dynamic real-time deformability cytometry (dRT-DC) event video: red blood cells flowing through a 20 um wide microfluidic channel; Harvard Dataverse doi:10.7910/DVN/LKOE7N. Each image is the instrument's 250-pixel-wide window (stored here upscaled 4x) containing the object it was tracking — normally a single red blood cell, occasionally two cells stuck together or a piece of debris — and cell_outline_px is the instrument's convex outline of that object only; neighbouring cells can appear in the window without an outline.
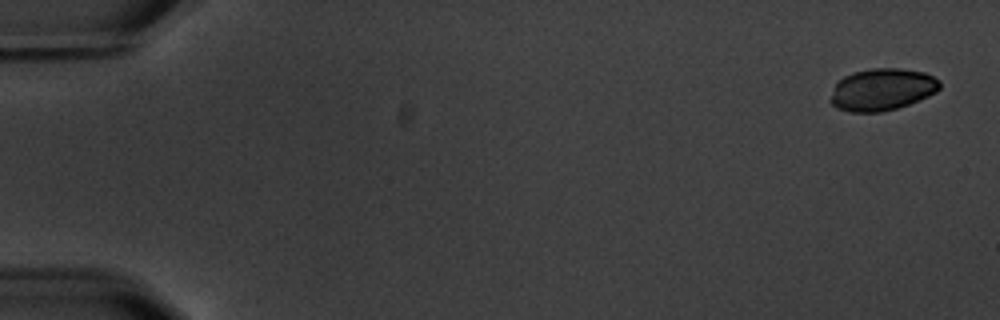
{"species": "common noctule bat (a hibernating species)", "species_latin": "Nyctalus noctula", "temperature_condition": "warm", "stored_images_in_passage": 6, "camera_frame_rate_fps": 3000, "um_per_image_px": 0.085, "animal": {"sex": "male", "body_mass_g": 20.1, "forearm_length_mm": 53.5}, "frame": {"image": 1, "passage_image": 1, "time_ms": 0.0, "image_size_px": [1000, 320], "cell_outline_px": [[940, 88], [936, 92], [928, 96], [908, 104], [896, 108], [880, 112], [848, 112], [836, 108], [828, 100], [836, 84], [844, 76], [856, 72], [872, 68], [900, 68], [924, 72], [940, 80]], "centroid_in_image_um": [74.97, 7.61], "position_along_channel_um": 10.0, "area_um2": 26.7}}
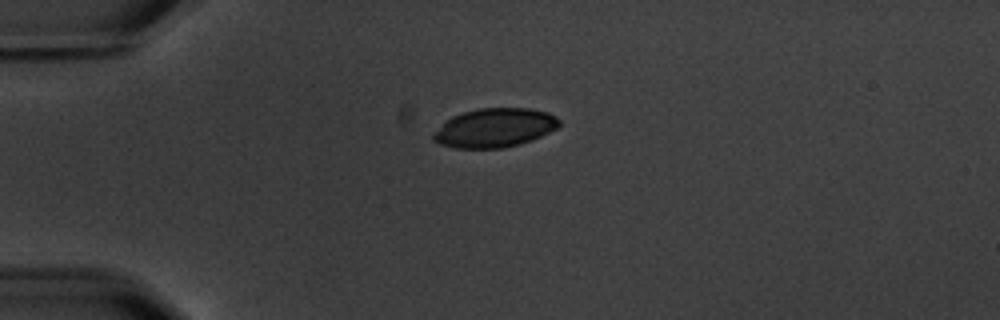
{"frame": {"image": 2, "passage_image": 4, "time_ms": 4.333, "image_size_px": [1000, 320], "cell_outline_px": [[560, 124], [556, 128], [532, 140], [520, 144], [504, 148], [456, 148], [440, 144], [432, 140], [432, 136], [452, 116], [464, 112], [480, 108], [528, 108], [548, 112], [556, 116], [560, 120]], "centroid_in_image_um": [42.08, 10.87], "position_along_channel_um": 42.9, "area_um2": 28.32}}